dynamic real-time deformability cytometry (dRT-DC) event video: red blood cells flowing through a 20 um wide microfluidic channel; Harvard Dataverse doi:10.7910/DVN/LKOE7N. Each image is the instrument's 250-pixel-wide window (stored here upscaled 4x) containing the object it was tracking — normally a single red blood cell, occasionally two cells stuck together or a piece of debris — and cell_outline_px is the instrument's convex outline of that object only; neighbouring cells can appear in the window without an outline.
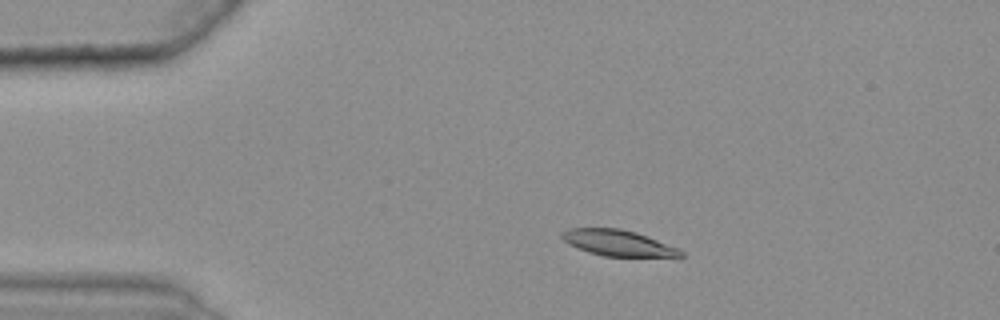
{"species": "common noctule bat (a hibernating species)", "species_latin": "Nyctalus noctula", "temperature_condition": "warm", "stored_images_in_passage": 44, "camera_frame_rate_fps": 3000, "um_per_image_px": 0.085, "animal": {"sex": "female", "body_mass_g": 25.1}, "frame": {"image": 1, "passage_image": 9, "time_ms": 2.667, "image_size_px": [1000, 320], "cell_outline_px": [[684, 256], [680, 260], [604, 256], [588, 252], [576, 248], [568, 244], [560, 236], [560, 232], [568, 228], [620, 228], [636, 232], [676, 248], [684, 252]], "centroid_in_image_um": [52.63, 20.71], "position_along_channel_um": 32.4, "area_um2": 18.9}}
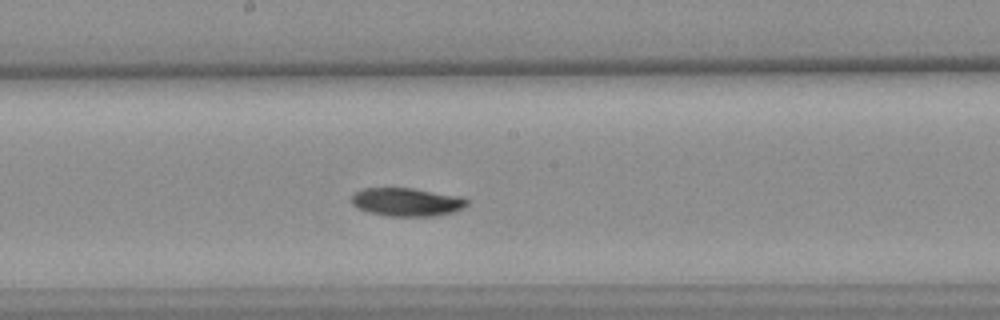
{"frame": {"image": 2, "passage_image": 28, "time_ms": 9.0, "image_size_px": [1000, 320], "cell_outline_px": [[468, 204], [464, 208], [456, 212], [436, 216], [388, 216], [368, 212], [356, 208], [352, 204], [352, 196], [356, 192], [364, 188], [412, 188], [460, 196], [468, 200]], "centroid_in_image_um": [34.6, 17.18], "position_along_channel_um": 213.6, "area_um2": 19.19}}
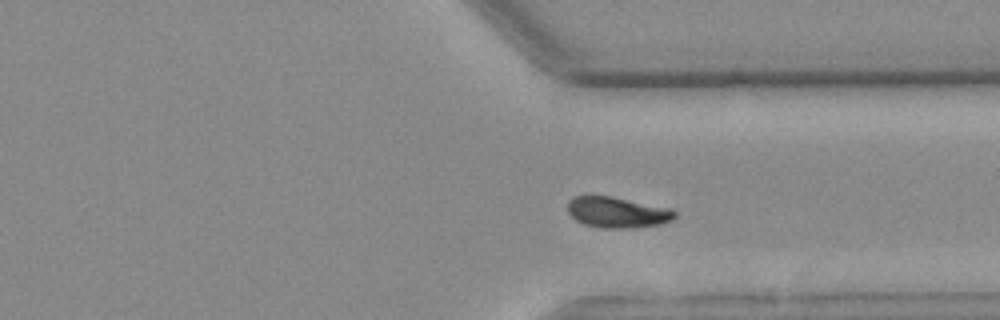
{"frame": {"image": 3, "passage_image": 40, "time_ms": 13.0, "image_size_px": [1000, 320], "cell_outline_px": [[676, 216], [672, 220], [660, 224], [624, 228], [600, 228], [584, 224], [576, 220], [568, 212], [568, 200], [572, 196], [612, 196], [672, 208], [676, 212]], "centroid_in_image_um": [52.47, 18.04], "position_along_channel_um": 358.9, "area_um2": 19.31}, "authors_computed_cell_mechanics": {"area_um2": 19.2474, "velocity_mm_per_s": 3.6203, "shape_relaxation_time_tau1_ms": 5.9027, "shape_relaxation_time_tau2_ms": null, "deformation_change_tau1": 0.1491, "deformation_change_tau2": null}}